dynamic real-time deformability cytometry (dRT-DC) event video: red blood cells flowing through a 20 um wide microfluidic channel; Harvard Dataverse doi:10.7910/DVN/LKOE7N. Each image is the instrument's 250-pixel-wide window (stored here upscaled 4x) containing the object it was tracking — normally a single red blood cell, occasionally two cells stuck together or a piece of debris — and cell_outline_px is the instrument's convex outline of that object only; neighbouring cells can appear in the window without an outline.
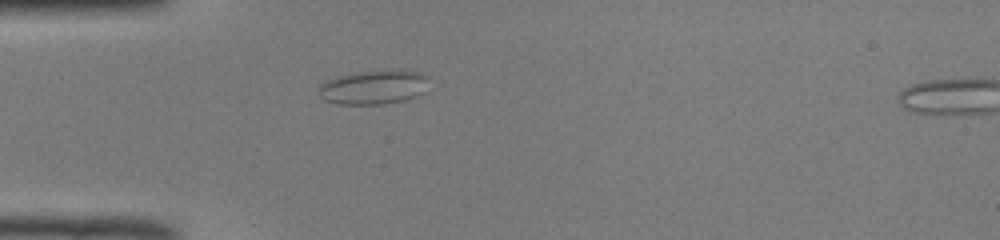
{"species": "common noctule bat (a hibernating species)", "species_latin": "Nyctalus noctula", "temperature_condition": "room temperature", "stored_images_in_passage": 37, "camera_frame_rate_fps": 3000, "um_per_image_px": 0.085, "animal": {"sex": "male", "body_mass_g": 19.0, "forearm_length_mm": 50.8}, "frame": {"image": 1, "passage_image": 1, "time_ms": 0.0, "image_size_px": [1000, 240], "cell_outline_px": [[428, 76], [424, 92], [408, 100], [384, 104], [340, 104], [324, 100], [320, 96], [320, 84], [336, 76], [352, 72], [392, 68], [404, 68], [420, 72]], "centroid_in_image_um": [31.81, 7.37], "position_along_channel_um": 53.2, "area_um2": 22.6}}
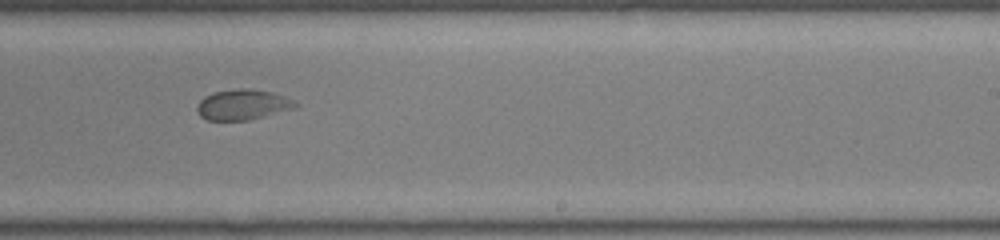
{"frame": {"image": 2, "passage_image": 18, "time_ms": 5.667, "image_size_px": [1000, 240], "cell_outline_px": [[300, 104], [296, 108], [248, 120], [208, 120], [200, 116], [196, 108], [196, 104], [204, 96], [212, 92], [236, 88], [252, 88], [272, 92], [296, 100]], "centroid_in_image_um": [20.65, 8.88], "position_along_channel_um": 268.4, "area_um2": 17.74}}
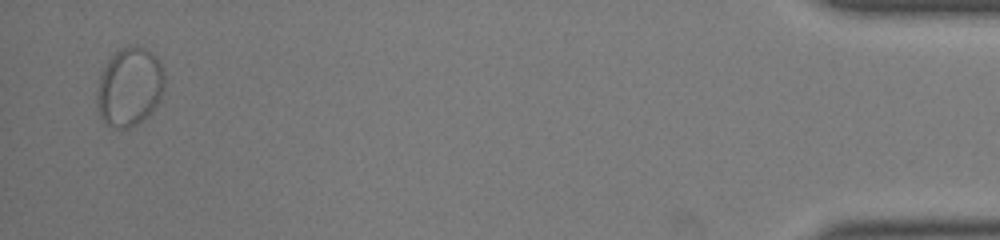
{"frame": {"image": 3, "passage_image": 36, "time_ms": 11.667, "image_size_px": [1000, 240], "cell_outline_px": [[164, 88], [156, 104], [136, 124], [128, 128], [116, 128], [108, 124], [100, 116], [96, 108], [96, 92], [100, 76], [108, 60], [120, 48], [132, 44], [140, 44], [152, 52], [160, 60], [164, 72]], "centroid_in_image_um": [11.0, 7.32], "position_along_channel_um": 424.2, "area_um2": 30.98}}